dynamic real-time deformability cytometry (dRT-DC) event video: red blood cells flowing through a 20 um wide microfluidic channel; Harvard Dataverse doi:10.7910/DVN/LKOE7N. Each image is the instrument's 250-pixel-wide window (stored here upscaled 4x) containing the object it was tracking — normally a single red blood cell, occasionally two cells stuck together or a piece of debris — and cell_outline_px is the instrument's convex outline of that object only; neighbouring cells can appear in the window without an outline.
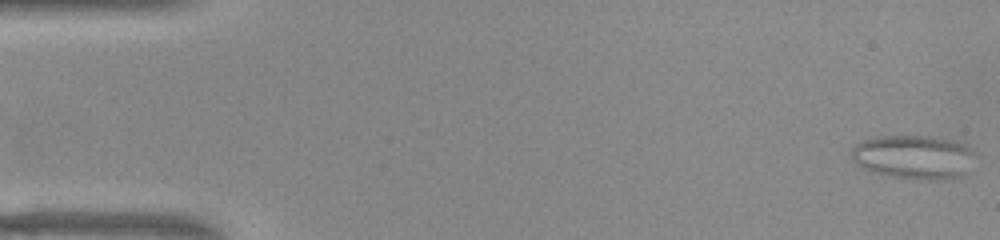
{"species": "common noctule bat (a hibernating species)", "species_latin": "Nyctalus noctula", "temperature_condition": "warm", "stored_images_in_passage": 52, "camera_frame_rate_fps": 3000, "um_per_image_px": 0.085, "animal": {"sex": "female", "body_mass_g": 22.0, "forearm_length_mm": 56.7}, "frame": {"image": 1, "passage_image": 1, "time_ms": 0.0, "image_size_px": [1000, 240], "cell_outline_px": [[976, 152], [964, 172], [960, 176], [940, 180], [928, 180], [888, 176], [872, 172], [856, 164], [848, 156], [848, 152], [856, 144], [864, 140], [876, 136], [936, 136], [952, 140], [964, 144]], "centroid_in_image_um": [77.59, 13.33], "position_along_channel_um": 7.4, "area_um2": 31.85}}
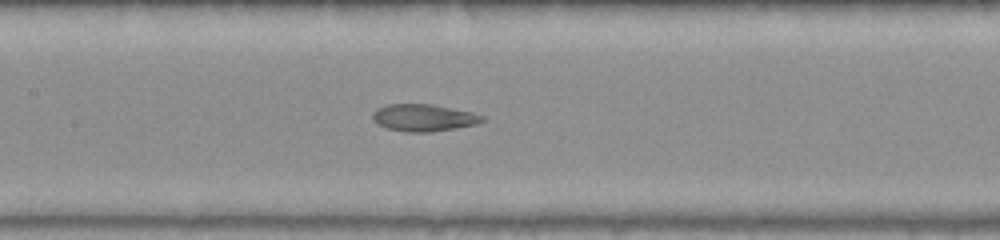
{"frame": {"image": 2, "passage_image": 24, "time_ms": 7.667, "image_size_px": [1000, 240], "cell_outline_px": [[484, 120], [476, 124], [456, 128], [432, 132], [404, 132], [388, 128], [376, 124], [372, 120], [372, 112], [376, 108], [388, 104], [432, 104], [472, 112], [484, 116]], "centroid_in_image_um": [35.97, 10.0], "position_along_channel_um": 171.4, "area_um2": 17.46}}
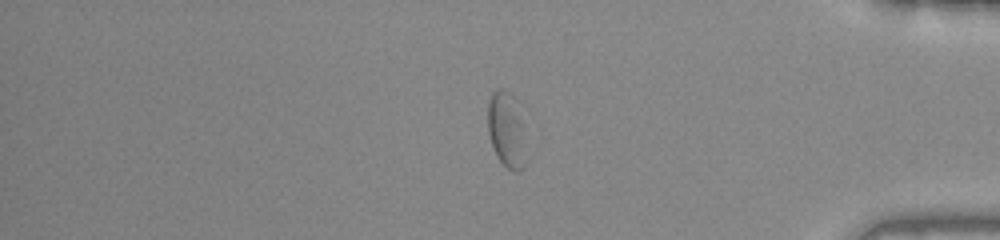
{"frame": {"image": 3, "passage_image": 43, "time_ms": 14.0, "image_size_px": [1000, 240], "cell_outline_px": [[524, 168], [520, 172], [512, 172], [496, 156], [492, 148], [488, 132], [488, 100], [492, 92], [500, 88], [504, 88], [516, 100], [520, 124], [524, 164]], "centroid_in_image_um": [42.97, 11.03], "position_along_channel_um": 392.2, "area_um2": 16.18}, "authors_computed_cell_mechanics": {"area_um2": 18.5538, "velocity_mm_per_s": 3.9246, "shape_relaxation_time_tau1_ms": null, "shape_relaxation_time_tau2_ms": 2.8652, "deformation_change_tau1": null, "deformation_change_tau2": 0.1016}}